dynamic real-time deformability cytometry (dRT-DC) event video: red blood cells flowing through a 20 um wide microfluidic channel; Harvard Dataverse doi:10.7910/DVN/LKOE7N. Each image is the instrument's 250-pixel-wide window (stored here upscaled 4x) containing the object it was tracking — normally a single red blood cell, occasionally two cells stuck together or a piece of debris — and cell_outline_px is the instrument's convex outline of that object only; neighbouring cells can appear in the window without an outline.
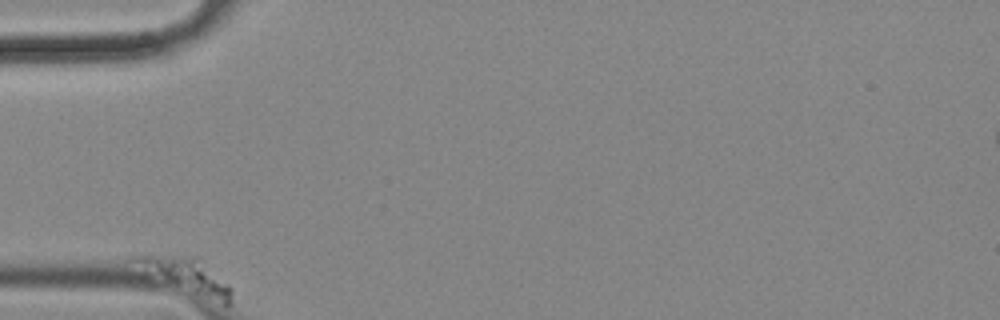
{"species": "common noctule bat (a hibernating species)", "species_latin": "Nyctalus noctula", "temperature_condition": "cold", "stored_images_in_passage": 62, "camera_frame_rate_fps": 3000, "um_per_image_px": 0.085, "animal": {"sex": "female", "body_mass_g": 18.4}, "frame": {"image": 1, "passage_image": 1, "time_ms": 0.0, "image_size_px": [1000, 320], "cell_outline_px": [[232, 292], [228, 304], [224, 304], [176, 284], [168, 280], [136, 256], [196, 256], [228, 284], [232, 288]], "centroid_in_image_um": [16.24, 23.43], "position_along_channel_um": 68.8, "area_um2": 15.95}}
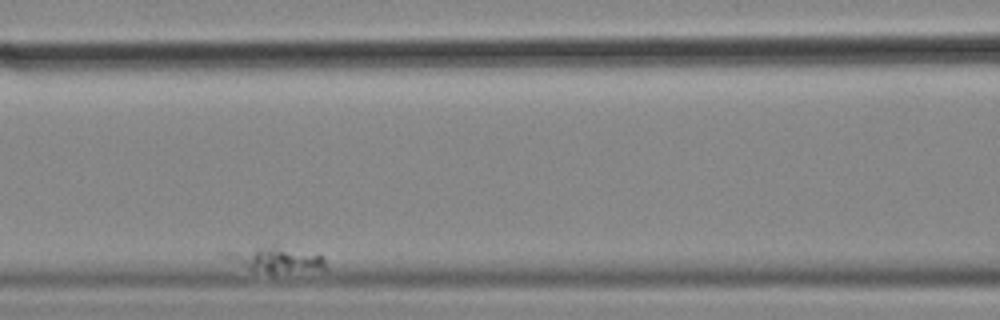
{"frame": {"image": 2, "passage_image": 18, "time_ms": 5.667, "image_size_px": [1000, 320], "cell_outline_px": [[328, 268], [272, 272], [268, 272], [252, 268], [224, 256], [216, 252], [272, 244], [324, 256]], "centroid_in_image_um": [23.46, 21.98], "position_along_channel_um": 143.1, "area_um2": 14.16}}
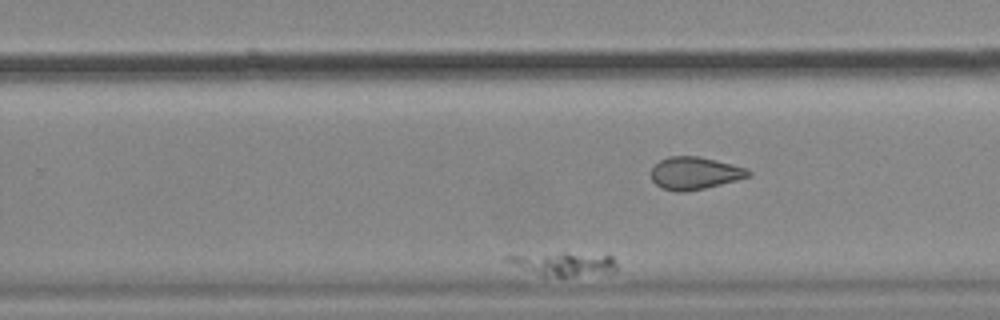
{"frame": {"image": 3, "passage_image": 41, "time_ms": 13.333, "image_size_px": [1000, 320], "cell_outline_px": [[616, 272], [568, 276], [544, 276], [504, 260], [508, 256], [564, 252], [612, 256], [616, 264]], "centroid_in_image_um": [48.01, 22.42], "position_along_channel_um": 281.8, "area_um2": 14.51}}